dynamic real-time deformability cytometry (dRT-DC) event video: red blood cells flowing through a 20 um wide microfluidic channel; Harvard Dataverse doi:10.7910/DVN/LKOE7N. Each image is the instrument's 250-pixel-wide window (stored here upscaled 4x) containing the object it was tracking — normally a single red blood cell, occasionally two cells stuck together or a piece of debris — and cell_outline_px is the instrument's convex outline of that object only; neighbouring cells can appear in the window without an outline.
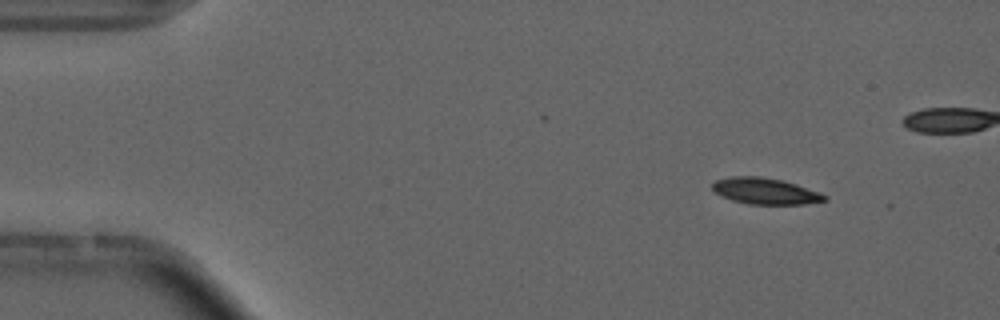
{"species": "common noctule bat (a hibernating species)", "species_latin": "Nyctalus noctula", "temperature_condition": "cold", "stored_images_in_passage": 5, "camera_frame_rate_fps": 3000, "um_per_image_px": 0.085, "animal": {"sex": "male", "forearm_length_mm": 52.5}, "frame": {"image": 1, "passage_image": 1, "time_ms": 0.0, "image_size_px": [1000, 320], "cell_outline_px": [[828, 200], [808, 204], [748, 204], [732, 200], [716, 192], [712, 188], [712, 184], [716, 180], [732, 176], [760, 176], [784, 180], [820, 192], [828, 196]], "centroid_in_image_um": [65.1, 16.24], "position_along_channel_um": 19.9, "area_um2": 17.22}}